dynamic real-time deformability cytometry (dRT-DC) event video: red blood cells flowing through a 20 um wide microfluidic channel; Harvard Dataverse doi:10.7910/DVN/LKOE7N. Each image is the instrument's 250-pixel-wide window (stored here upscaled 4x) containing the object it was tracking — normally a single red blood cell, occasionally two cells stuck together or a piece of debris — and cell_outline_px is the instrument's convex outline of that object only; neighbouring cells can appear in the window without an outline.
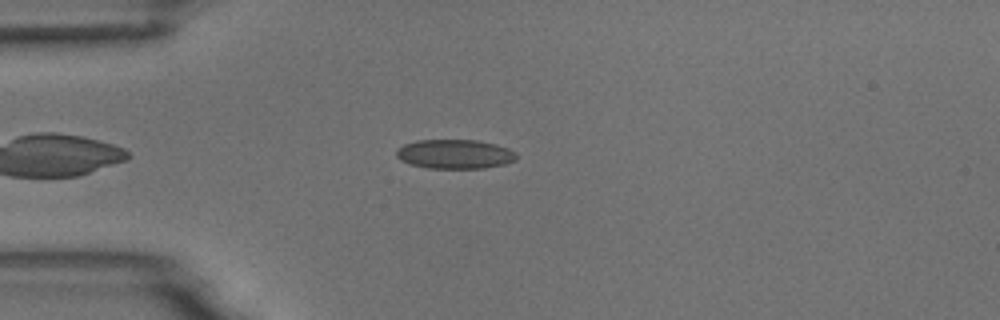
{"species": "common noctule bat (a hibernating species)", "species_latin": "Nyctalus noctula", "temperature_condition": "room temperature", "stored_images_in_passage": 1, "camera_frame_rate_fps": 3000, "um_per_image_px": 0.085, "animal": {"sex": "male", "body_mass_g": 18.8}, "frame": {"image": 1, "passage_image": 1, "time_ms": 0.0, "image_size_px": [1000, 320], "cell_outline_px": [[516, 160], [504, 164], [484, 168], [428, 168], [412, 164], [400, 160], [396, 156], [396, 152], [404, 144], [416, 140], [476, 140], [496, 144], [508, 148], [516, 152]], "centroid_in_image_um": [38.68, 13.09], "position_along_channel_um": 46.3, "area_um2": 20.4}}